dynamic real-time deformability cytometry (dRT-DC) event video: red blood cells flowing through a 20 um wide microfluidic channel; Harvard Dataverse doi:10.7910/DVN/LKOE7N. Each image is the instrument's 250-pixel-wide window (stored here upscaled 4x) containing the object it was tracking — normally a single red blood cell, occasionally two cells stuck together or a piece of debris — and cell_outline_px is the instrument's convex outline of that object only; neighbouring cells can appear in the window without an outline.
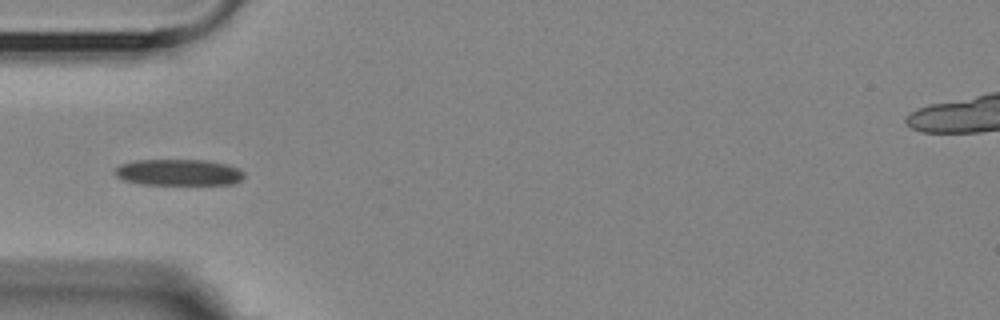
{"species": "Egyptian fruit bat (a non-hibernating species)", "species_latin": "Rousettus aegyptiacus", "temperature_condition": "room temperature", "stored_images_in_passage": 8, "camera_frame_rate_fps": 3000, "um_per_image_px": 0.085, "animal": {"sex": "female"}, "frame": {"image": 1, "passage_image": 5, "time_ms": 4.667, "image_size_px": [1000, 320], "cell_outline_px": [[244, 176], [240, 180], [232, 184], [140, 184], [124, 180], [116, 176], [112, 172], [120, 164], [136, 160], [204, 160], [228, 164], [244, 172]], "centroid_in_image_um": [15.15, 14.65], "position_along_channel_um": 69.9, "area_um2": 19.77}}
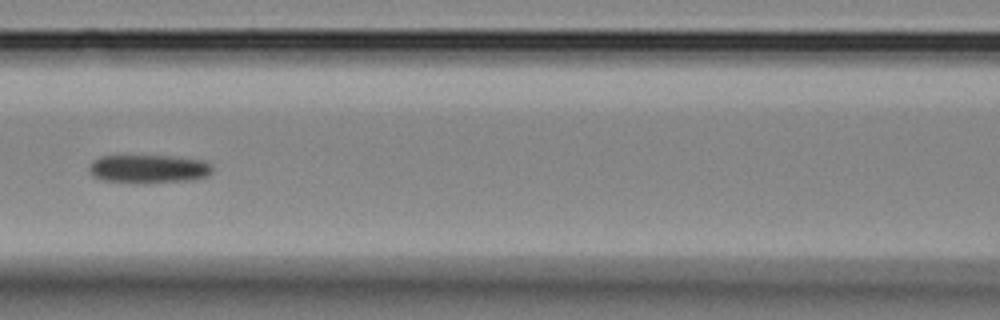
{"frame": {"image": 2, "passage_image": 7, "time_ms": 7.0, "image_size_px": [1000, 320], "cell_outline_px": [[212, 172], [208, 176], [192, 180], [100, 180], [92, 176], [88, 172], [88, 168], [92, 160], [100, 156], [172, 156], [204, 160], [212, 164]], "centroid_in_image_um": [12.64, 14.3], "position_along_channel_um": 154.0, "area_um2": 19.65}}
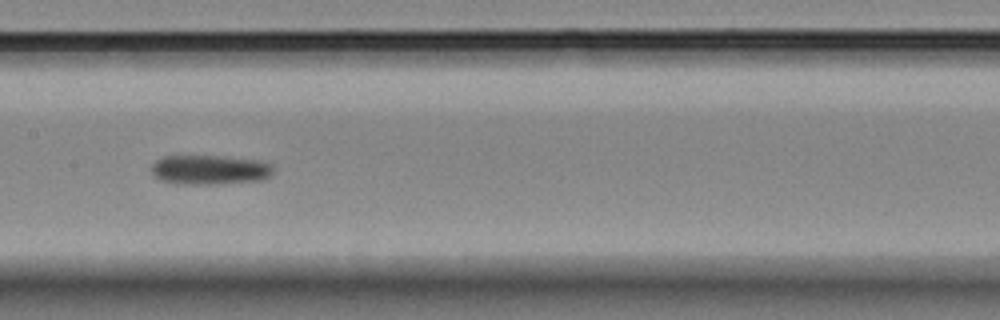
{"frame": {"image": 3, "passage_image": 8, "time_ms": 8.0, "image_size_px": [1000, 320], "cell_outline_px": [[272, 172], [268, 176], [260, 180], [216, 184], [176, 184], [160, 180], [152, 176], [152, 164], [156, 160], [164, 156], [216, 156], [264, 160], [272, 164]], "centroid_in_image_um": [17.8, 14.43], "position_along_channel_um": 189.6, "area_um2": 21.1}}